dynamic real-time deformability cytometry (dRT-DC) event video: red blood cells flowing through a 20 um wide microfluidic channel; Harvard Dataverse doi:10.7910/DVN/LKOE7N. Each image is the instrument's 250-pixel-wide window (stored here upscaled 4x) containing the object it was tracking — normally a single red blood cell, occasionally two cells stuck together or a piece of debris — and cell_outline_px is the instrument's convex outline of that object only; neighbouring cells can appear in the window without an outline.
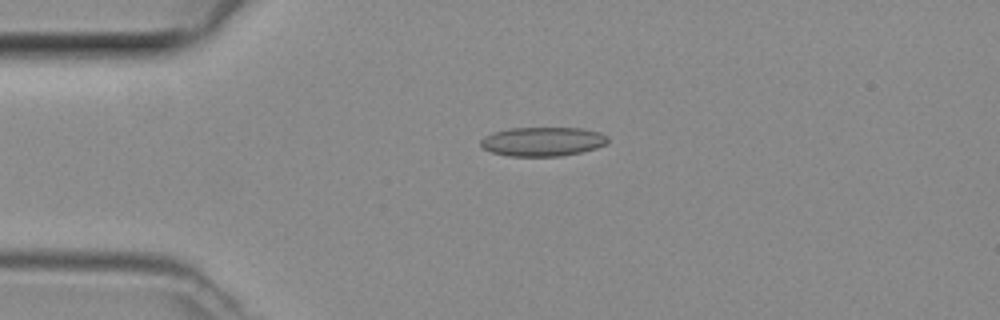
{"species": "common noctule bat (a hibernating species)", "species_latin": "Nyctalus noctula", "temperature_condition": "room temperature", "stored_images_in_passage": 38, "camera_frame_rate_fps": 3000, "um_per_image_px": 0.085, "animal": {"sex": "female", "body_mass_g": 29.2, "forearm_length_mm": 56.3}, "frame": {"image": 1, "passage_image": 1, "time_ms": 0.0, "image_size_px": [1000, 320], "cell_outline_px": [[608, 140], [604, 144], [596, 148], [580, 152], [560, 156], [508, 156], [492, 152], [484, 148], [480, 144], [480, 140], [484, 136], [492, 132], [512, 128], [580, 128], [600, 132], [608, 136]], "centroid_in_image_um": [46.11, 12.03], "position_along_channel_um": 38.9, "area_um2": 21.5}}
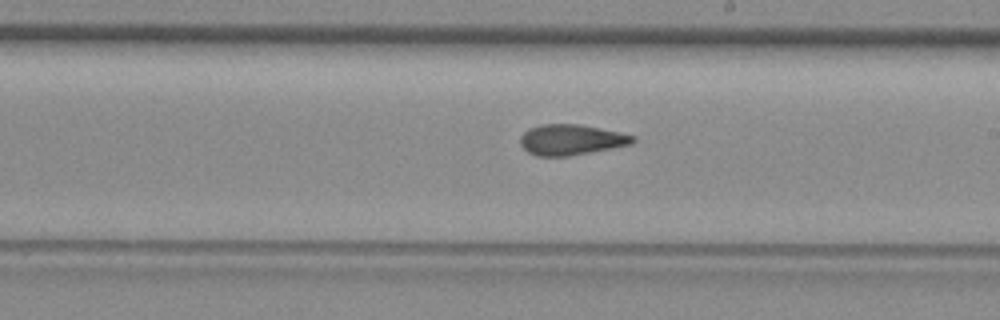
{"frame": {"image": 2, "passage_image": 17, "time_ms": 5.333, "image_size_px": [1000, 320], "cell_outline_px": [[636, 140], [632, 144], [612, 148], [568, 156], [536, 156], [528, 152], [520, 144], [520, 136], [528, 128], [540, 124], [580, 124], [620, 132], [636, 136]], "centroid_in_image_um": [48.54, 11.87], "position_along_channel_um": 240.5, "area_um2": 20.17}}
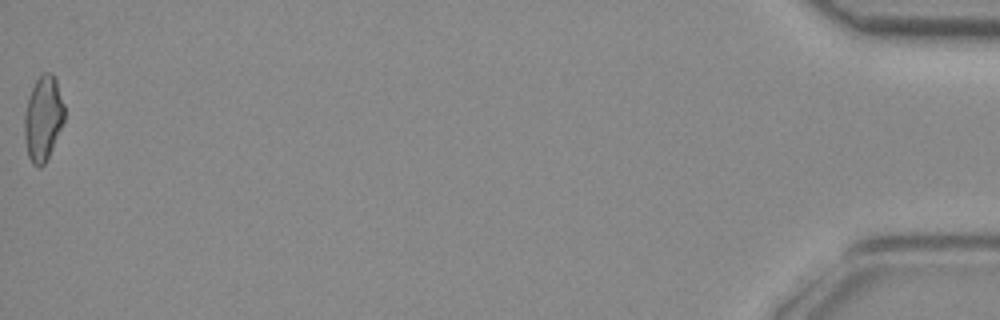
{"frame": {"image": 3, "passage_image": 38, "time_ms": 12.333, "image_size_px": [1000, 320], "cell_outline_px": [[64, 120], [52, 148], [44, 164], [40, 168], [32, 164], [28, 156], [24, 140], [24, 116], [28, 96], [36, 80], [44, 72], [52, 72], [56, 80], [64, 104]], "centroid_in_image_um": [3.65, 10.06], "position_along_channel_um": 431.6, "area_um2": 19.71}}